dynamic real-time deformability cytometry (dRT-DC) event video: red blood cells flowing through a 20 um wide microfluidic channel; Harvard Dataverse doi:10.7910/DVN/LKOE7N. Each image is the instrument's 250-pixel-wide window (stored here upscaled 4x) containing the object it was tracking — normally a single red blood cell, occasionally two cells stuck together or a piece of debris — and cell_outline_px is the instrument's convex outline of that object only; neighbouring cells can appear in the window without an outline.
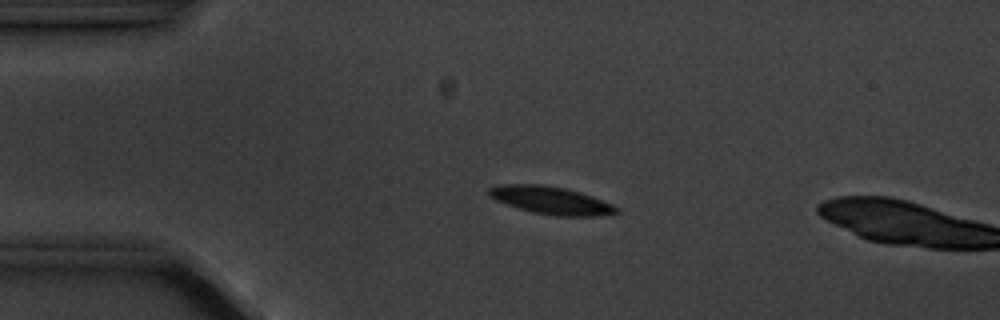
{"species": "common noctule bat (a hibernating species)", "species_latin": "Nyctalus noctula", "temperature_condition": "cold", "stored_images_in_passage": 5, "camera_frame_rate_fps": 3000, "um_per_image_px": 0.085, "animal": {"sex": "male", "body_mass_g": 20.1, "forearm_length_mm": 53.5}, "frame": {"image": 1, "passage_image": 4, "time_ms": 3.333, "image_size_px": [1000, 320], "cell_outline_px": [[620, 212], [600, 216], [556, 216], [532, 212], [496, 200], [488, 196], [488, 188], [500, 184], [544, 184], [564, 188], [580, 192], [592, 196], [612, 204], [620, 208]], "centroid_in_image_um": [46.85, 17.02], "position_along_channel_um": 38.1, "area_um2": 20.63}}